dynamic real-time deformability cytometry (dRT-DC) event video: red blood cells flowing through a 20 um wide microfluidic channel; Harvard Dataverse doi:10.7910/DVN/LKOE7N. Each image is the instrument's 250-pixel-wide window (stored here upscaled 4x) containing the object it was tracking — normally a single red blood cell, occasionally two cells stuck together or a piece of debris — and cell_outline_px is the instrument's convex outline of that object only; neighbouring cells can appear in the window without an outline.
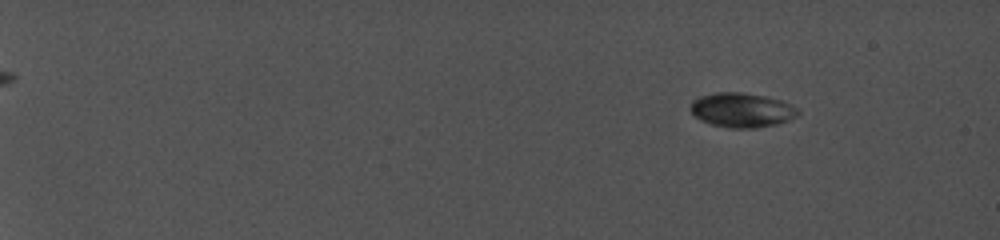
{"species": "common noctule bat (a hibernating species)", "species_latin": "Nyctalus noctula", "temperature_condition": "cold", "stored_images_in_passage": 28, "camera_frame_rate_fps": 5000, "um_per_image_px": 0.085, "animal": {"sex": "female", "body_mass_g": 19.0, "forearm_length_mm": 56.7}, "frame": {"image": 1, "passage_image": 4, "time_ms": 2.0, "image_size_px": [1000, 240], "cell_outline_px": [[800, 112], [796, 116], [788, 120], [776, 124], [752, 128], [728, 128], [712, 124], [700, 120], [688, 108], [692, 100], [700, 96], [716, 92], [744, 92], [784, 100], [792, 104]], "centroid_in_image_um": [63.04, 9.34], "position_along_channel_um": 22.0, "area_um2": 21.73}}
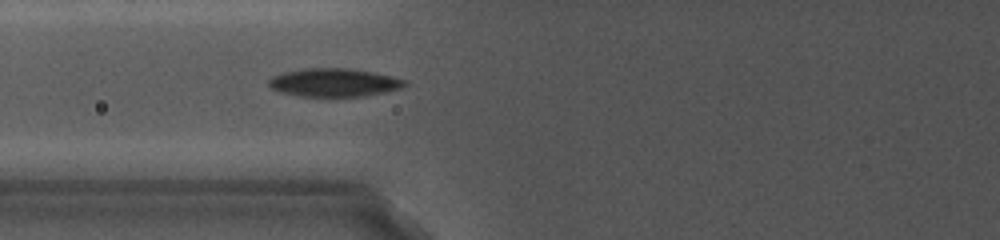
{"frame": {"image": 2, "passage_image": 15, "time_ms": 9.2, "image_size_px": [1000, 240], "cell_outline_px": [[408, 84], [404, 88], [364, 96], [328, 100], [300, 96], [280, 92], [272, 88], [268, 84], [268, 80], [272, 76], [284, 72], [304, 68], [352, 68], [392, 76], [408, 80]], "centroid_in_image_um": [28.42, 7.06], "position_along_channel_um": 97.4, "area_um2": 23.47}}
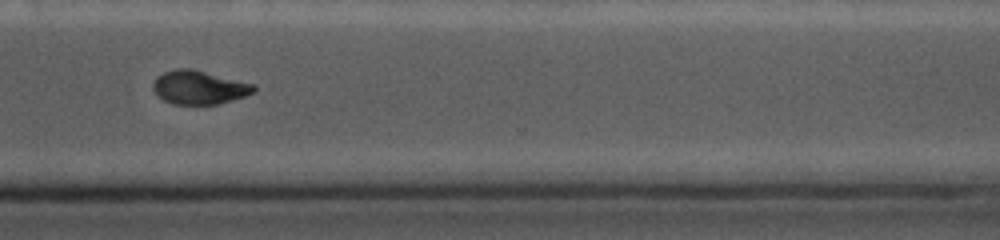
{"frame": {"image": 3, "passage_image": 25, "time_ms": 15.8, "image_size_px": [1000, 240], "cell_outline_px": [[256, 92], [220, 104], [172, 104], [156, 96], [152, 88], [152, 84], [156, 76], [164, 72], [176, 68], [192, 68], [256, 84]], "centroid_in_image_um": [16.92, 7.42], "position_along_channel_um": 353.7, "area_um2": 20.11}}